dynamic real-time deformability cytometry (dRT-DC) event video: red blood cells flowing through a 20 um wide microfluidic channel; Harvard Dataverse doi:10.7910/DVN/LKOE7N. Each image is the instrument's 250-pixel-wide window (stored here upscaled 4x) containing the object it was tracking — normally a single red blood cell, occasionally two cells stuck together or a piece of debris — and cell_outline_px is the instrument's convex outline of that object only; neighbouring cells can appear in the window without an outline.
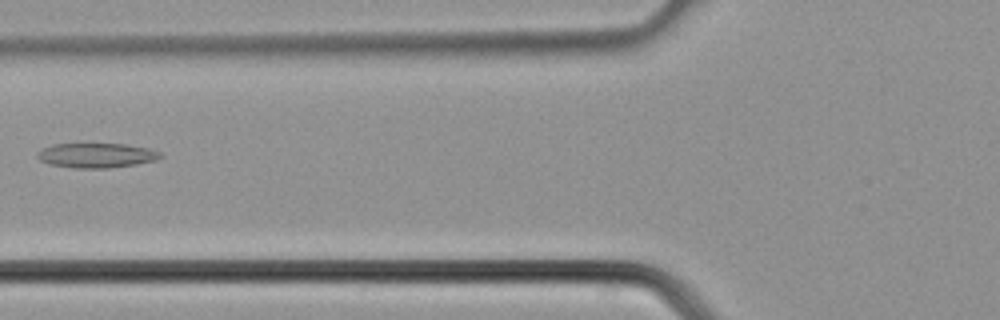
{"species": "common noctule bat (a hibernating species)", "species_latin": "Nyctalus noctula", "temperature_condition": "cold", "stored_images_in_passage": 38, "camera_frame_rate_fps": 3000, "um_per_image_px": 0.085, "animal": {"sex": "male", "body_mass_g": 21.5, "forearm_length_mm": 52.0}, "frame": {"image": 1, "passage_image": 15, "time_ms": 4.667, "image_size_px": [1000, 320], "cell_outline_px": [[164, 156], [156, 160], [136, 164], [112, 168], [76, 168], [48, 164], [40, 160], [36, 156], [36, 152], [52, 144], [128, 144], [148, 148], [160, 152]], "centroid_in_image_um": [8.2, 13.21], "position_along_channel_um": 117.6, "area_um2": 17.8}}
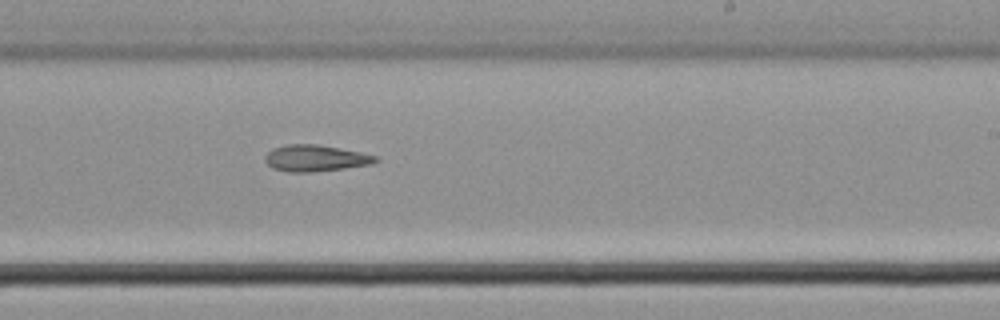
{"frame": {"image": 2, "passage_image": 23, "time_ms": 7.333, "image_size_px": [1000, 320], "cell_outline_px": [[380, 160], [372, 164], [344, 168], [312, 172], [288, 172], [272, 168], [264, 160], [264, 156], [272, 148], [288, 144], [320, 144], [360, 152], [376, 156]], "centroid_in_image_um": [26.79, 13.44], "position_along_channel_um": 262.2, "area_um2": 17.11}}
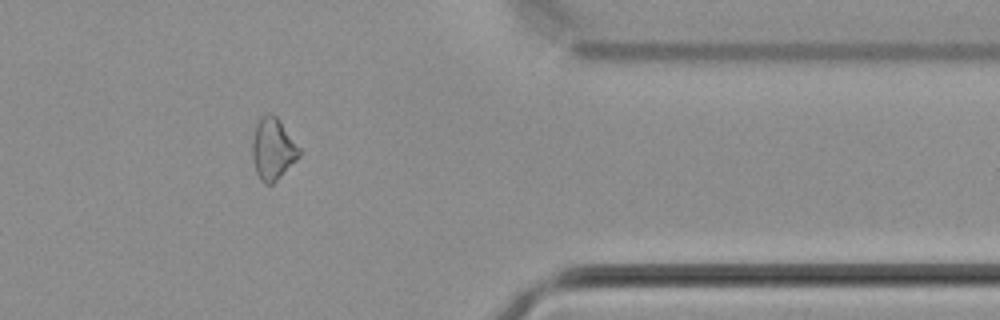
{"frame": {"image": 3, "passage_image": 31, "time_ms": 10.0, "image_size_px": [1000, 320], "cell_outline_px": [[300, 156], [272, 184], [264, 184], [260, 180], [256, 172], [252, 156], [252, 140], [256, 124], [268, 112], [276, 116], [280, 120], [300, 148]], "centroid_in_image_um": [23.19, 12.66], "position_along_channel_um": 388.2, "area_um2": 16.7}}